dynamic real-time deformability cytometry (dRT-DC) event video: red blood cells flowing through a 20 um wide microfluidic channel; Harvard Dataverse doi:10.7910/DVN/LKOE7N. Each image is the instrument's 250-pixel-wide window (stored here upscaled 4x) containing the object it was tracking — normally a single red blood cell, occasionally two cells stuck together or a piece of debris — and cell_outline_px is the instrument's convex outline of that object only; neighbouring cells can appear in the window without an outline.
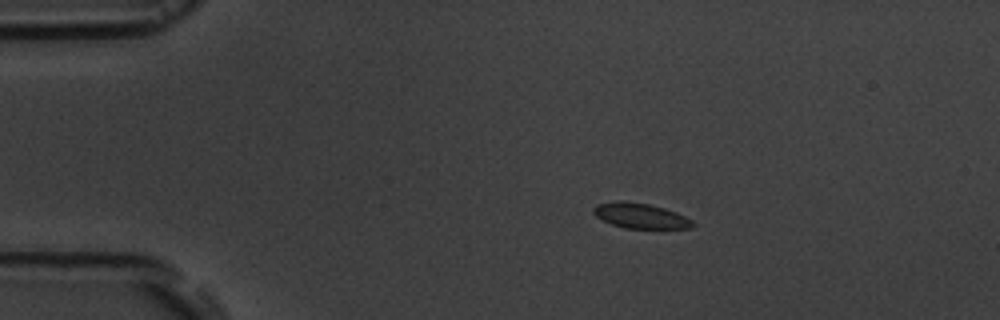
{"species": "common noctule bat (a hibernating species)", "species_latin": "Nyctalus noctula", "temperature_condition": "room temperature", "stored_images_in_passage": 4, "camera_frame_rate_fps": 3000, "um_per_image_px": 0.085, "animal": {"sex": "male", "body_mass_g": 19.5, "forearm_length_mm": 54.6}, "frame": {"image": 1, "passage_image": 1, "time_ms": 0.0, "image_size_px": [1000, 320], "cell_outline_px": [[696, 224], [692, 228], [624, 228], [612, 224], [596, 216], [592, 212], [592, 208], [596, 204], [616, 200], [624, 200], [648, 204], [664, 208], [676, 212], [692, 220]], "centroid_in_image_um": [54.41, 18.33], "position_along_channel_um": 30.6, "area_um2": 14.62}}
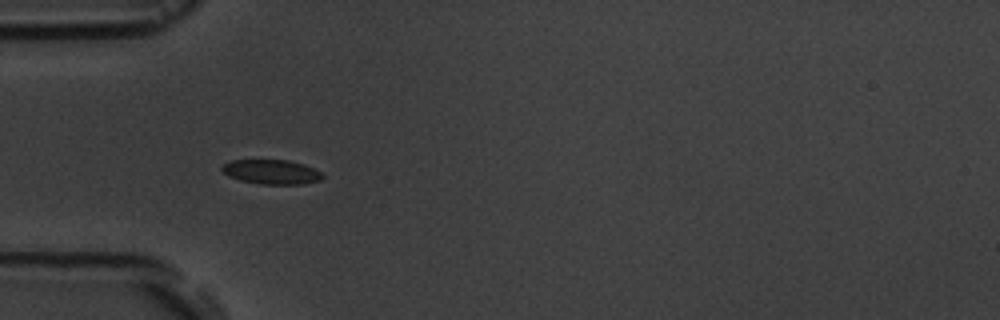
{"frame": {"image": 2, "passage_image": 3, "time_ms": 2.333, "image_size_px": [1000, 320], "cell_outline_px": [[324, 176], [320, 180], [304, 184], [260, 184], [240, 180], [228, 176], [220, 168], [224, 164], [232, 160], [288, 160], [304, 164], [320, 172]], "centroid_in_image_um": [23.07, 14.61], "position_along_channel_um": 61.9, "area_um2": 14.28}}
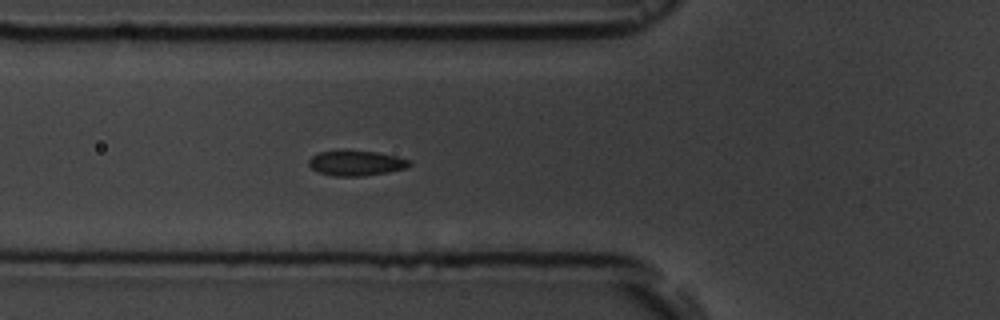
{"frame": {"image": 3, "passage_image": 4, "time_ms": 3.333, "image_size_px": [1000, 320], "cell_outline_px": [[412, 164], [408, 168], [388, 172], [364, 176], [332, 176], [320, 172], [312, 168], [308, 164], [308, 160], [312, 156], [320, 152], [344, 148], [376, 152], [396, 156], [412, 160]], "centroid_in_image_um": [30.29, 13.83], "position_along_channel_um": 95.5, "area_um2": 15.26}}